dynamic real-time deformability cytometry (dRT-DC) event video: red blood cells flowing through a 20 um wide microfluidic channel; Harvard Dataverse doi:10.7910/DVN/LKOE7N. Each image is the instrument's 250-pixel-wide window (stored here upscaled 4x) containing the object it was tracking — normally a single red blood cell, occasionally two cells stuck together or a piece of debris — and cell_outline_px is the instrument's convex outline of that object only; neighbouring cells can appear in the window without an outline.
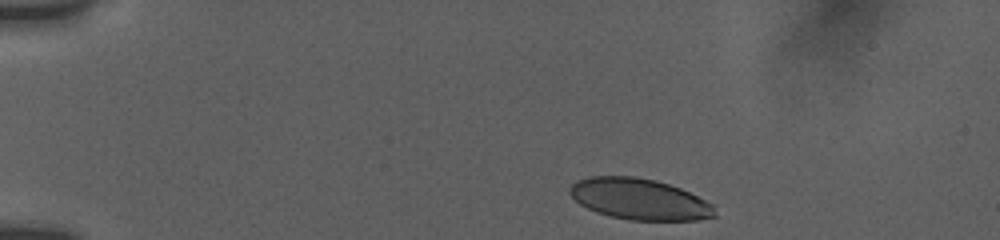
{"species": "human", "species_latin": "Homo sapiens", "temperature_condition": "room temperature", "stored_images_in_passage": 10, "camera_frame_rate_fps": 3000, "um_per_image_px": 0.085, "donor": {"sex": "female"}, "frame": {"image": 1, "passage_image": 1, "time_ms": 0.0, "image_size_px": [1000, 240], "cell_outline_px": [[716, 216], [696, 220], [628, 220], [608, 216], [596, 212], [580, 204], [568, 192], [568, 188], [576, 180], [588, 176], [636, 176], [656, 180], [680, 188], [716, 204]], "centroid_in_image_um": [54.36, 16.92], "position_along_channel_um": 30.6, "area_um2": 35.14}}
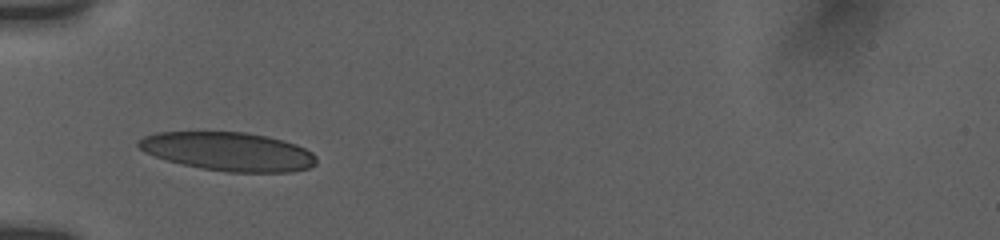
{"frame": {"image": 2, "passage_image": 6, "time_ms": 3.0, "image_size_px": [1000, 240], "cell_outline_px": [[316, 164], [308, 168], [292, 172], [228, 172], [200, 168], [168, 160], [144, 152], [136, 144], [136, 140], [144, 136], [156, 132], [244, 132], [268, 136], [284, 140], [296, 144], [312, 152], [316, 156]], "centroid_in_image_um": [19.42, 12.87], "position_along_channel_um": 65.6, "area_um2": 40.11}}
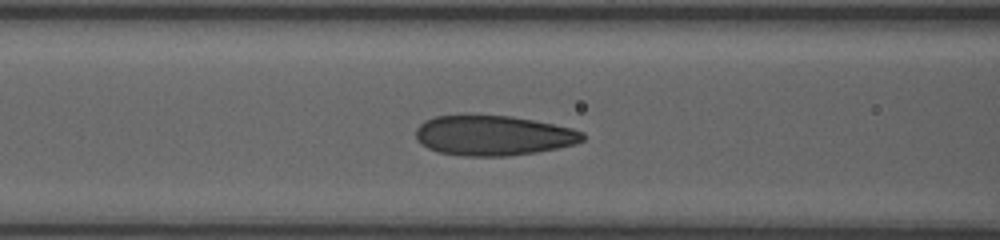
{"frame": {"image": 3, "passage_image": 9, "time_ms": 4.667, "image_size_px": [1000, 240], "cell_outline_px": [[584, 140], [576, 144], [536, 152], [508, 156], [460, 156], [440, 152], [428, 148], [416, 140], [416, 128], [424, 120], [436, 116], [512, 116], [572, 128], [584, 132]], "centroid_in_image_um": [41.93, 11.53], "position_along_channel_um": 124.7, "area_um2": 38.73}}